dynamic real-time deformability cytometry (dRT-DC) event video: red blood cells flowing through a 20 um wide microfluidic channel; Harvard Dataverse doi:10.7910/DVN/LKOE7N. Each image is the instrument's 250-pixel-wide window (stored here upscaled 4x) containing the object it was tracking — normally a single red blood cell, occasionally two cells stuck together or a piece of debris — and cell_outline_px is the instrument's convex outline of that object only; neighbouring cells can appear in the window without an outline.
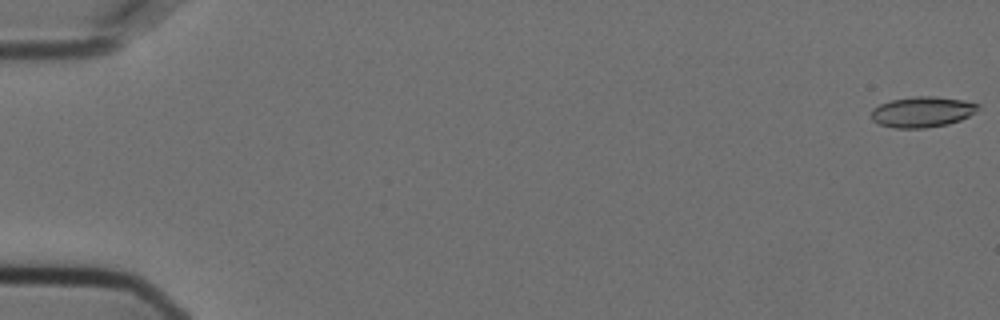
{"species": "Egyptian fruit bat (a non-hibernating species)", "species_latin": "Rousettus aegyptiacus", "temperature_condition": "cold", "stored_images_in_passage": 57, "camera_frame_rate_fps": 3000, "um_per_image_px": 0.085, "animal": {"sex": "female"}, "frame": {"image": 1, "passage_image": 1, "time_ms": 0.0, "image_size_px": [1000, 320], "cell_outline_px": [[980, 108], [976, 112], [960, 120], [948, 124], [924, 128], [896, 128], [880, 124], [872, 120], [872, 108], [880, 104], [892, 100], [916, 96], [936, 96], [964, 100], [980, 104]], "centroid_in_image_um": [78.42, 9.5], "position_along_channel_um": 6.6, "area_um2": 19.07}}
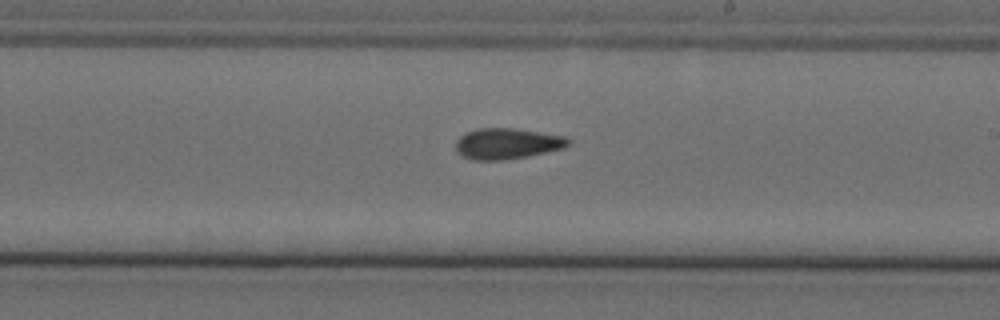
{"frame": {"image": 2, "passage_image": 34, "time_ms": 11.0, "image_size_px": [1000, 320], "cell_outline_px": [[568, 144], [564, 148], [504, 160], [472, 160], [460, 156], [456, 152], [456, 140], [464, 132], [476, 128], [512, 128], [564, 136], [568, 140]], "centroid_in_image_um": [43.0, 12.2], "position_along_channel_um": 246.0, "area_um2": 20.11}}
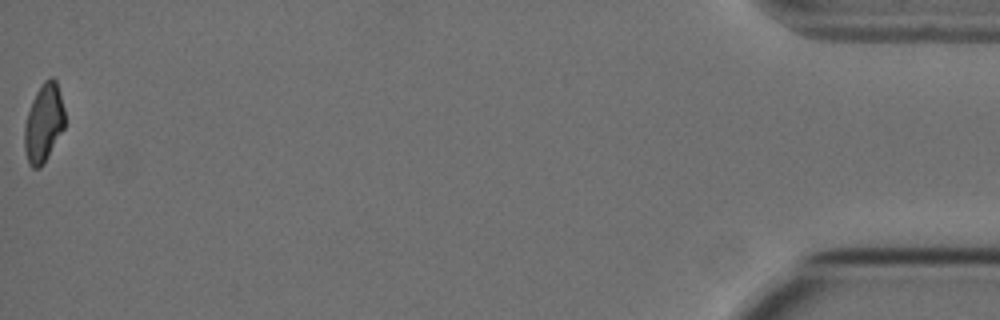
{"frame": {"image": 3, "passage_image": 57, "time_ms": 18.667, "image_size_px": [1000, 320], "cell_outline_px": [[64, 128], [44, 164], [40, 168], [32, 168], [28, 164], [24, 148], [24, 124], [32, 100], [36, 92], [44, 80], [52, 76], [56, 80], [64, 108]], "centroid_in_image_um": [3.7, 10.48], "position_along_channel_um": 431.5, "area_um2": 18.5}, "authors_computed_cell_mechanics": {"area_um2": 19.5364, "velocity_mm_per_s": 3.6173, "shape_relaxation_time_tau1_ms": null, "shape_relaxation_time_tau2_ms": 3.6895, "deformation_change_tau1": null, "deformation_change_tau2": 0.1073}}